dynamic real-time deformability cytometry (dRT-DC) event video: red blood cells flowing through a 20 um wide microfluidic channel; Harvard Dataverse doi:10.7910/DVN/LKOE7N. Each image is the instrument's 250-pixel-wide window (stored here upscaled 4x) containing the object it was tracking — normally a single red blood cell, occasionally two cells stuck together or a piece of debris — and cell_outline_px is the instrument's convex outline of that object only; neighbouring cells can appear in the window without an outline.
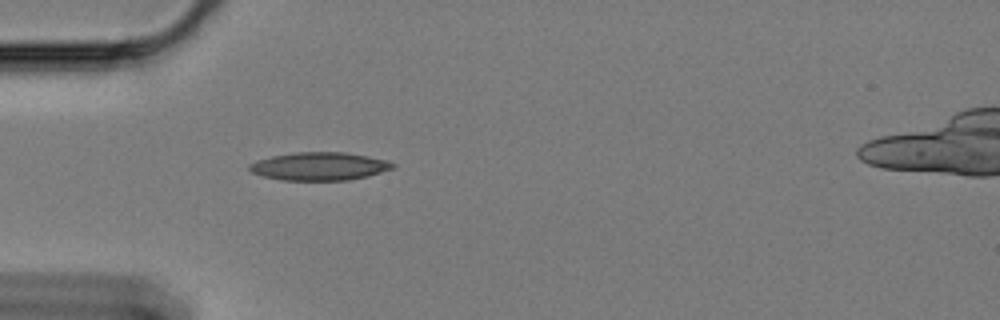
{"species": "Egyptian fruit bat (a non-hibernating species)", "species_latin": "Rousettus aegyptiacus", "temperature_condition": "cold", "stored_images_in_passage": 40, "camera_frame_rate_fps": 3000, "um_per_image_px": 0.085, "animal": {"sex": "female"}, "frame": {"image": 1, "passage_image": 1, "time_ms": 0.0, "image_size_px": [1000, 320], "cell_outline_px": [[396, 168], [368, 176], [348, 180], [280, 180], [264, 176], [252, 172], [248, 168], [248, 164], [256, 160], [272, 156], [296, 152], [344, 152], [368, 156], [388, 160], [396, 164]], "centroid_in_image_um": [27.18, 14.13], "position_along_channel_um": 57.8, "area_um2": 23.58}}
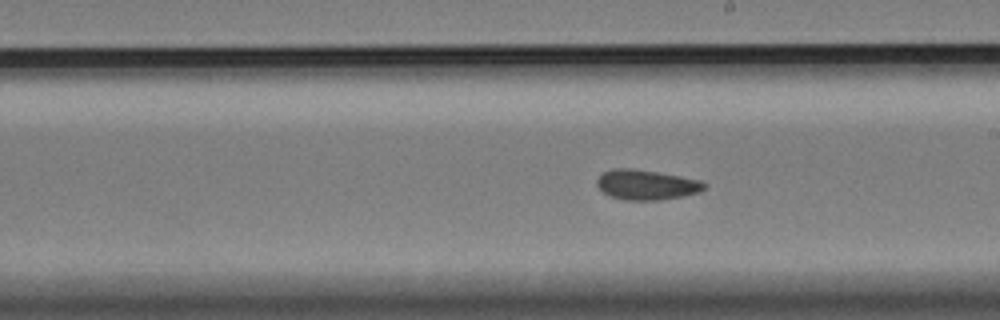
{"frame": {"image": 2, "passage_image": 13, "time_ms": 4.0, "image_size_px": [1000, 320], "cell_outline_px": [[708, 184], [700, 192], [660, 200], [624, 200], [608, 196], [596, 184], [596, 180], [604, 172], [616, 168], [632, 168], [680, 176], [700, 180]], "centroid_in_image_um": [54.94, 15.71], "position_along_channel_um": 234.1, "area_um2": 18.67}}
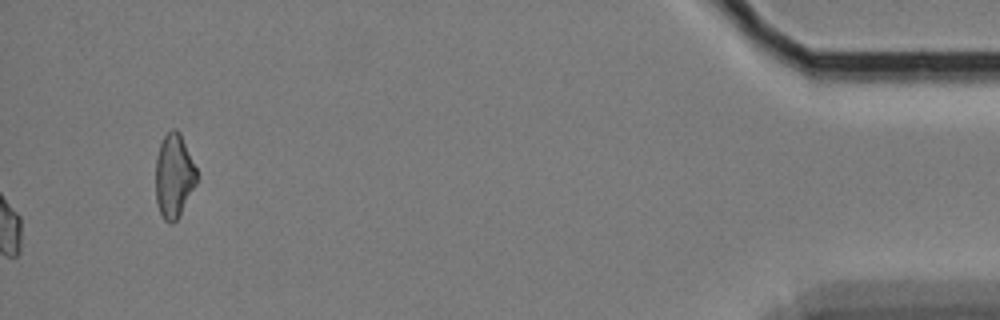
{"frame": {"image": 3, "passage_image": 40, "time_ms": 13.0, "image_size_px": [1000, 320], "cell_outline_px": [[200, 176], [180, 216], [172, 224], [164, 220], [160, 212], [156, 200], [156, 156], [160, 144], [164, 136], [172, 128], [176, 128], [180, 132]], "centroid_in_image_um": [14.81, 14.95], "position_along_channel_um": 420.4, "area_um2": 20.35}, "authors_computed_cell_mechanics": {"area_um2": 18.3226, "velocity_mm_per_s": 3.3615, "shape_relaxation_time_tau1_ms": 3.1385, "shape_relaxation_time_tau2_ms": 1.8812, "deformation_change_tau1": 0.1415, "deformation_change_tau2": 0.0643}}